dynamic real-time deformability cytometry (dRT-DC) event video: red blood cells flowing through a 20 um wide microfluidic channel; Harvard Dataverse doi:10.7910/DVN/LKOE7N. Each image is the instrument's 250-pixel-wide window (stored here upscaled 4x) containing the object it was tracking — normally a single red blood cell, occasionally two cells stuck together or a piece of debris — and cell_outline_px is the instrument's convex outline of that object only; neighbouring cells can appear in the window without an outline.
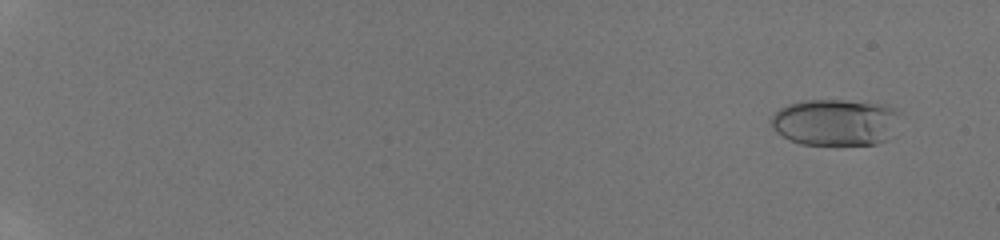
{"species": "human", "species_latin": "Homo sapiens", "temperature_condition": "room temperature", "stored_images_in_passage": 53, "camera_frame_rate_fps": 3000, "um_per_image_px": 0.085, "donor": {"sex": "male"}, "frame": {"image": 1, "passage_image": 4, "time_ms": 1.0, "image_size_px": [1000, 240], "cell_outline_px": [[900, 112], [888, 140], [876, 144], [836, 148], [800, 144], [776, 132], [768, 124], [772, 116], [780, 108], [788, 104], [804, 100], [844, 100], [884, 104], [896, 108]], "centroid_in_image_um": [70.99, 10.44], "position_along_channel_um": 14.0, "area_um2": 36.13}}
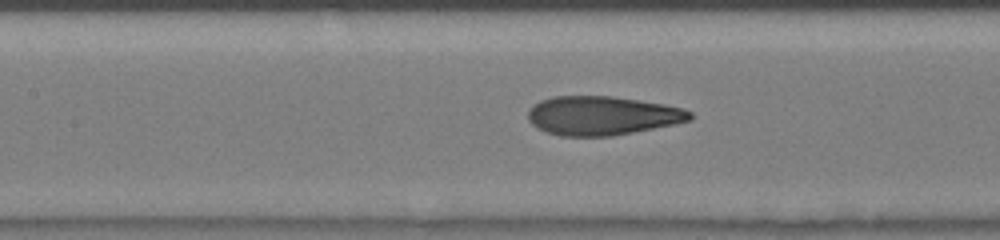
{"frame": {"image": 2, "passage_image": 29, "time_ms": 9.333, "image_size_px": [1000, 240], "cell_outline_px": [[692, 120], [676, 124], [612, 136], [560, 136], [536, 128], [528, 120], [528, 108], [540, 100], [552, 96], [612, 96], [664, 104], [684, 108], [692, 112]], "centroid_in_image_um": [51.18, 9.83], "position_along_channel_um": 156.2, "area_um2": 36.99}}
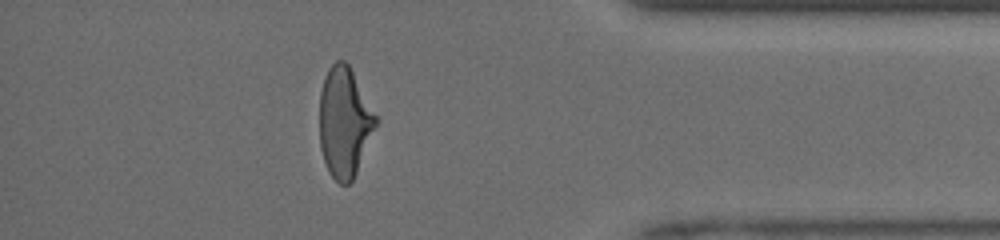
{"frame": {"image": 3, "passage_image": 48, "time_ms": 15.667, "image_size_px": [1000, 240], "cell_outline_px": [[376, 124], [356, 172], [352, 180], [348, 184], [340, 184], [328, 172], [320, 148], [320, 92], [328, 68], [336, 60], [344, 60], [348, 64], [376, 116]], "centroid_in_image_um": [29.24, 10.39], "position_along_channel_um": 406.0, "area_um2": 35.26}, "authors_computed_cell_mechanics": {"area_um2": 36.1828, "velocity_mm_per_s": 4.2608, "shape_relaxation_time_tau1_ms": 4.502, "shape_relaxation_time_tau2_ms": 0.6133, "deformation_change_tau1": 0.1983, "deformation_change_tau2": 0.0648}}